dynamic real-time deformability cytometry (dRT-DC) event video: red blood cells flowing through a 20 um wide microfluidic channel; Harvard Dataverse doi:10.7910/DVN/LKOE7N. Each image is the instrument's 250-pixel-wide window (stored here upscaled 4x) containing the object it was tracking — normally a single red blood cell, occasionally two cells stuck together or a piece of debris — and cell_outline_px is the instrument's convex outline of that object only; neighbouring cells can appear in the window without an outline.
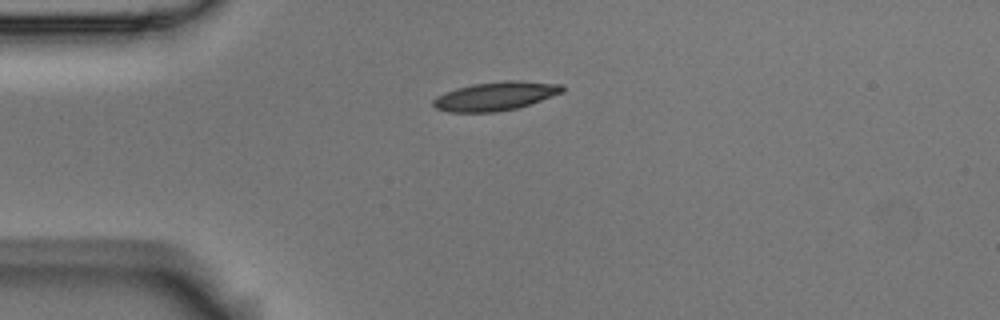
{"species": "Egyptian fruit bat (a non-hibernating species)", "species_latin": "Rousettus aegyptiacus", "temperature_condition": "room temperature", "stored_images_in_passage": 3, "camera_frame_rate_fps": 3000, "um_per_image_px": 0.085, "animal": {"sex": "male"}, "frame": {"image": 1, "passage_image": 1, "time_ms": 0.0, "image_size_px": [1000, 320], "cell_outline_px": [[564, 92], [516, 108], [496, 112], [448, 112], [436, 108], [432, 104], [432, 100], [436, 96], [444, 92], [456, 88], [472, 84], [504, 80], [520, 80], [560, 84], [564, 88]], "centroid_in_image_um": [42.08, 8.16], "position_along_channel_um": 42.9, "area_um2": 21.62}}
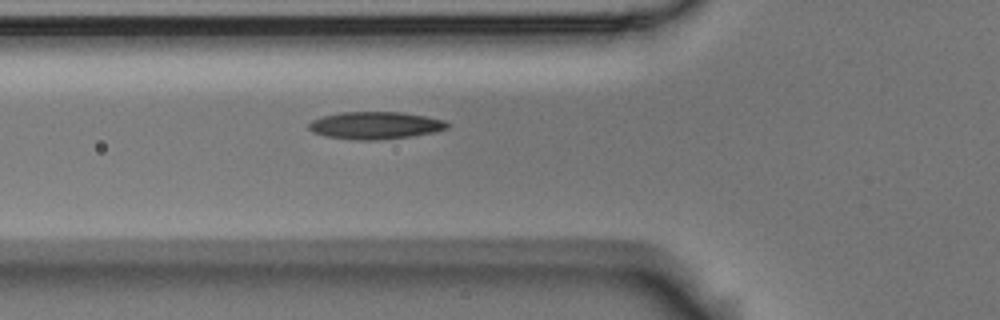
{"frame": {"image": 2, "passage_image": 3, "time_ms": 0.667, "image_size_px": [1000, 320], "cell_outline_px": [[448, 128], [432, 132], [408, 136], [380, 140], [356, 140], [324, 136], [312, 132], [308, 128], [308, 124], [312, 120], [324, 116], [340, 112], [404, 112], [444, 120], [448, 124]], "centroid_in_image_um": [31.85, 10.66], "position_along_channel_um": 94.0, "area_um2": 21.96}}